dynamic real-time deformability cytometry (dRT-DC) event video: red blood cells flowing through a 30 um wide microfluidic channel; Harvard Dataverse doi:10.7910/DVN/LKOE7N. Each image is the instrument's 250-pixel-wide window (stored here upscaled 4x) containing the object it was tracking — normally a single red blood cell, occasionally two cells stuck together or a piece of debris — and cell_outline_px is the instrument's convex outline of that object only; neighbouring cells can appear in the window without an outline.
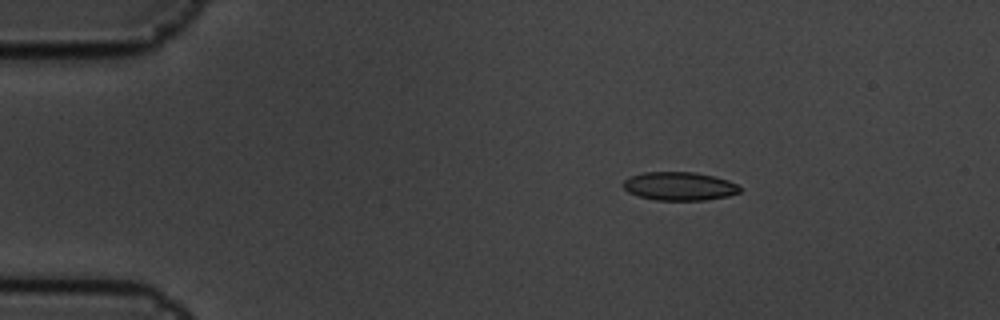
{"species": "common noctule bat (a hibernating species)", "species_latin": "Nyctalus noctula", "temperature_condition": "cold", "stored_images_in_passage": 6, "camera_frame_rate_fps": 3000, "um_per_image_px": 0.085, "animal": {"sex": "male", "body_mass_g": 19.5, "forearm_length_mm": 54.6}, "frame": {"image": 1, "passage_image": 3, "time_ms": 0.667, "image_size_px": [1000, 320], "cell_outline_px": [[740, 192], [728, 196], [704, 200], [656, 200], [640, 196], [628, 192], [624, 188], [624, 180], [632, 176], [644, 172], [692, 172], [712, 176], [728, 180], [736, 184], [740, 188]], "centroid_in_image_um": [57.75, 15.83], "position_along_channel_um": 27.2, "area_um2": 19.07}}
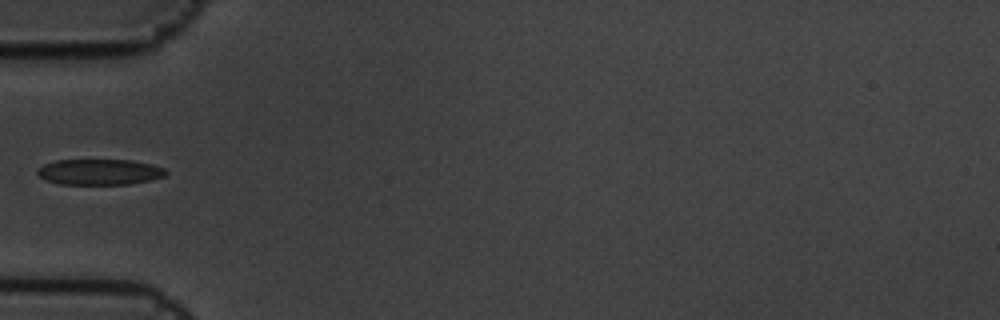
{"frame": {"image": 2, "passage_image": 6, "time_ms": 1.667, "image_size_px": [1000, 320], "cell_outline_px": [[168, 172], [164, 176], [148, 180], [128, 184], [60, 184], [44, 180], [36, 172], [36, 168], [44, 164], [56, 160], [132, 160], [152, 164], [164, 168]], "centroid_in_image_um": [8.42, 14.61], "position_along_channel_um": 76.6, "area_um2": 19.31}}